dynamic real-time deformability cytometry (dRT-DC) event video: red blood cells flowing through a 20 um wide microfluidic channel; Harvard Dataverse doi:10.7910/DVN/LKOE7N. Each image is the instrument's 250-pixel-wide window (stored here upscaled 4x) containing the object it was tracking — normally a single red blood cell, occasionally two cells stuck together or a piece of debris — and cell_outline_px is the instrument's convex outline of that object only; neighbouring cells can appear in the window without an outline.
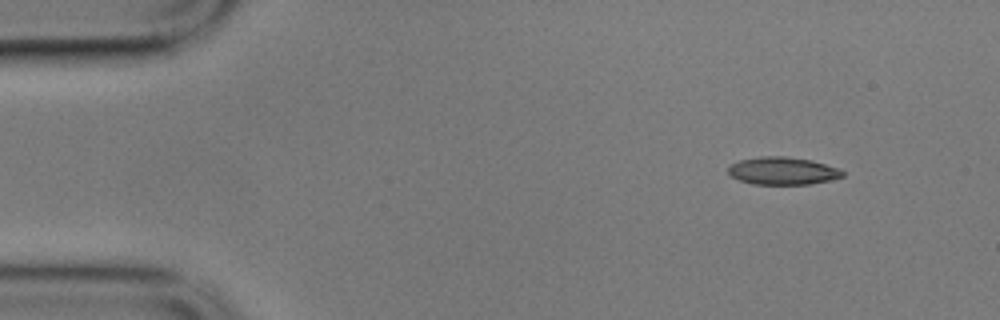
{"species": "common noctule bat (a hibernating species)", "species_latin": "Nyctalus noctula", "temperature_condition": "cold", "stored_images_in_passage": 3, "camera_frame_rate_fps": 3000, "um_per_image_px": 0.085, "animal": {"sex": "male", "body_mass_g": 17.9}, "frame": {"image": 1, "passage_image": 1, "time_ms": 0.0, "image_size_px": [1000, 320], "cell_outline_px": [[844, 176], [828, 180], [808, 184], [752, 184], [740, 180], [732, 176], [728, 172], [728, 168], [732, 164], [740, 160], [760, 156], [784, 156], [812, 160], [840, 168], [844, 172]], "centroid_in_image_um": [66.54, 14.51], "position_along_channel_um": 18.5, "area_um2": 18.32}}
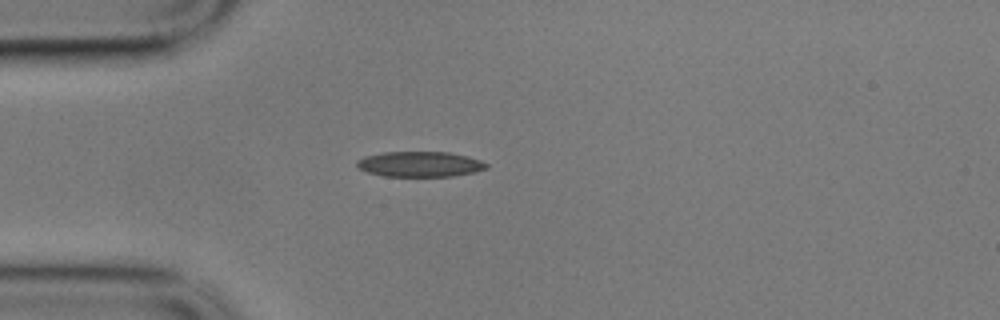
{"frame": {"image": 2, "passage_image": 3, "time_ms": 0.667, "image_size_px": [1000, 320], "cell_outline_px": [[488, 168], [472, 172], [452, 176], [384, 176], [368, 172], [360, 168], [356, 164], [356, 160], [364, 156], [384, 152], [448, 152], [468, 156], [480, 160], [488, 164]], "centroid_in_image_um": [35.68, 13.94], "position_along_channel_um": 49.3, "area_um2": 19.02}}